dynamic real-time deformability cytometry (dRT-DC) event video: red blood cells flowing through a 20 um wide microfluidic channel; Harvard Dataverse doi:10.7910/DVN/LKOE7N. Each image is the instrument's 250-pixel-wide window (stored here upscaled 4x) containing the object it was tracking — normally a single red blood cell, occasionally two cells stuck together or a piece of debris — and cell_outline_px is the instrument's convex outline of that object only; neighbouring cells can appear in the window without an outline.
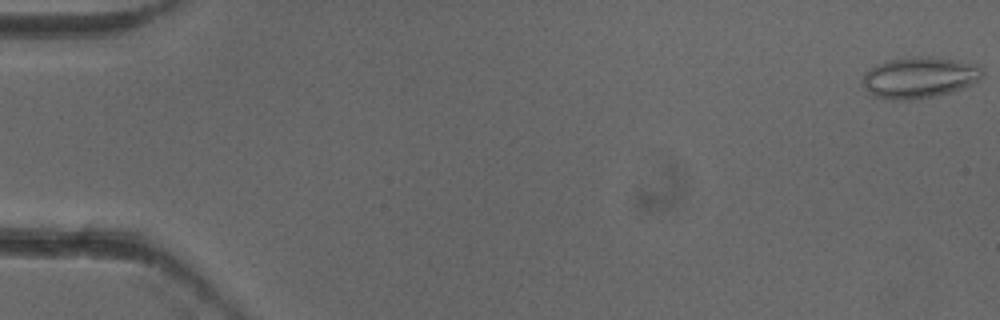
{"species": "common noctule bat (a hibernating species)", "species_latin": "Nyctalus noctula", "temperature_condition": "cold", "stored_images_in_passage": 6, "camera_frame_rate_fps": 3000, "um_per_image_px": 0.085, "animal": {"sex": "female"}, "frame": {"image": 1, "passage_image": 1, "time_ms": 0.0, "image_size_px": [1000, 320], "cell_outline_px": [[984, 76], [972, 84], [948, 92], [932, 96], [908, 100], [892, 100], [872, 96], [860, 84], [864, 72], [876, 64], [888, 60], [916, 56], [932, 56], [956, 60], [976, 64], [984, 72]], "centroid_in_image_um": [78.09, 6.58], "position_along_channel_um": 6.9, "area_um2": 28.9}}